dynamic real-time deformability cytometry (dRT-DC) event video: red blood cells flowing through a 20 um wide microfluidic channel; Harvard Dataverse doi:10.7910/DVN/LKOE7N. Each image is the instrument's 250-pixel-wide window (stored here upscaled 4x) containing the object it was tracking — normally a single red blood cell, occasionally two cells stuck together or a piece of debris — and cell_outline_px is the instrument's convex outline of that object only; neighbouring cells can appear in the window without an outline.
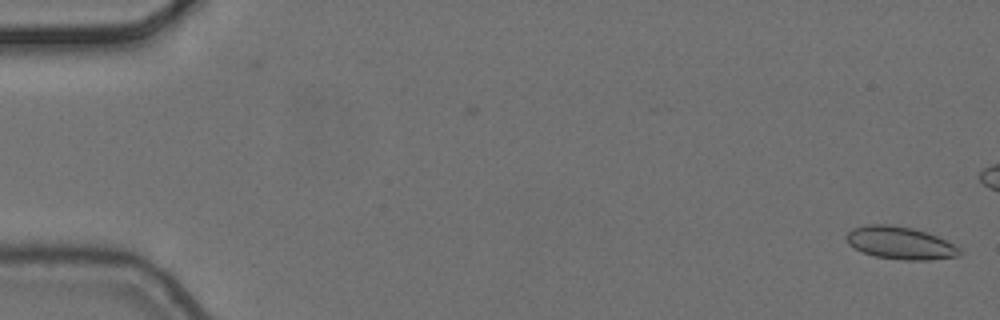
{"species": "common noctule bat (a hibernating species)", "species_latin": "Nyctalus noctula", "temperature_condition": "cold", "stored_images_in_passage": 2, "camera_frame_rate_fps": 3000, "um_per_image_px": 0.085, "animal": {"sex": "female", "body_mass_g": 24.6, "forearm_length_mm": 56.2}, "frame": {"image": 1, "passage_image": 2, "time_ms": 0.333, "image_size_px": [1000, 320], "cell_outline_px": [[960, 256], [928, 260], [904, 260], [872, 256], [848, 244], [844, 236], [852, 228], [868, 224], [888, 224], [912, 228], [936, 236], [960, 248]], "centroid_in_image_um": [76.47, 20.65], "position_along_channel_um": 8.5, "area_um2": 21.39}}